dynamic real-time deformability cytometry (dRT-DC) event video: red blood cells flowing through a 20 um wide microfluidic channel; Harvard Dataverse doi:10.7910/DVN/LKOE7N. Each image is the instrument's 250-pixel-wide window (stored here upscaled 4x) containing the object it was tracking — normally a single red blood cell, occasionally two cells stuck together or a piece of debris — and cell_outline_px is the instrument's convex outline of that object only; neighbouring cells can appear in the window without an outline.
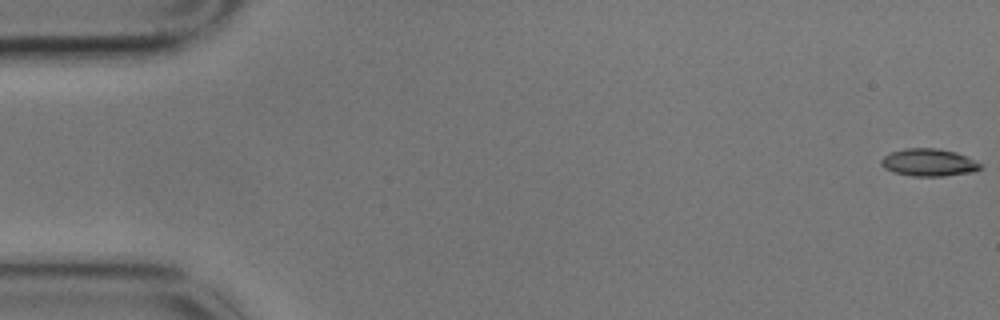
{"species": "common noctule bat (a hibernating species)", "species_latin": "Nyctalus noctula", "temperature_condition": "cold", "stored_images_in_passage": 53, "camera_frame_rate_fps": 3000, "um_per_image_px": 0.085, "animal": {"sex": "male", "body_mass_g": 17.9}, "frame": {"image": 1, "passage_image": 1, "time_ms": 0.0, "image_size_px": [1000, 320], "cell_outline_px": [[980, 168], [964, 172], [936, 176], [920, 176], [896, 172], [888, 168], [884, 164], [884, 160], [892, 152], [912, 148], [928, 148], [952, 152], [964, 156], [980, 164]], "centroid_in_image_um": [78.95, 13.8], "position_along_channel_um": 6.0, "area_um2": 14.33}}
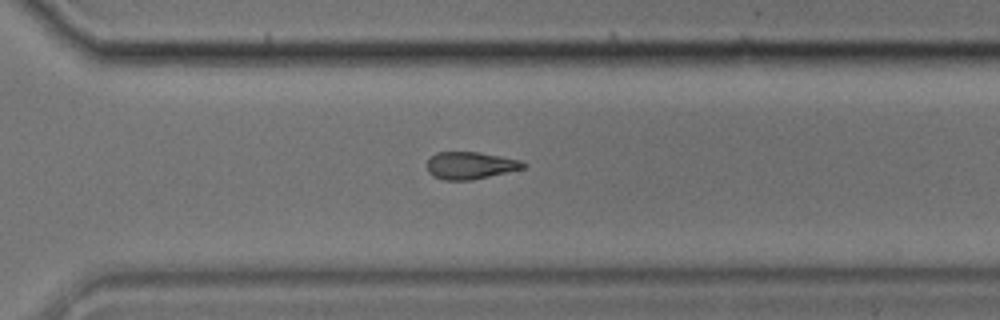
{"frame": {"image": 2, "passage_image": 42, "time_ms": 13.667, "image_size_px": [1000, 320], "cell_outline_px": [[524, 168], [468, 180], [448, 180], [436, 176], [428, 168], [428, 160], [432, 156], [440, 152], [476, 152], [516, 160], [524, 164]], "centroid_in_image_um": [39.94, 14.05], "position_along_channel_um": 330.7, "area_um2": 14.33}}
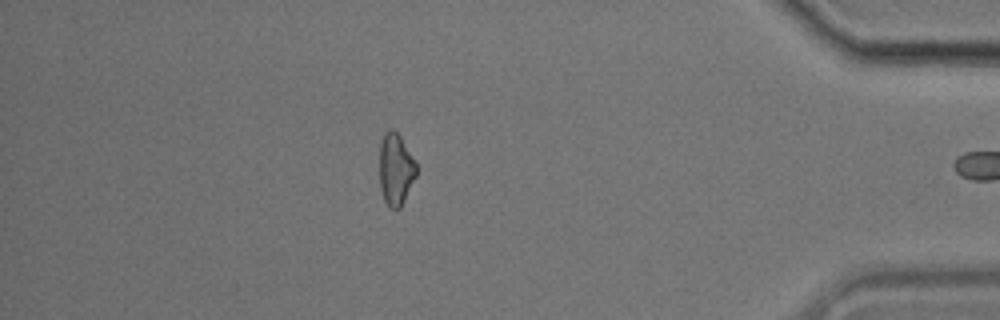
{"frame": {"image": 3, "passage_image": 52, "time_ms": 17.0, "image_size_px": [1000, 320], "cell_outline_px": [[416, 176], [400, 208], [392, 208], [384, 200], [380, 184], [380, 148], [384, 136], [388, 132], [396, 132], [400, 136], [416, 164]], "centroid_in_image_um": [33.64, 14.44], "position_along_channel_um": 401.6, "area_um2": 14.74}}